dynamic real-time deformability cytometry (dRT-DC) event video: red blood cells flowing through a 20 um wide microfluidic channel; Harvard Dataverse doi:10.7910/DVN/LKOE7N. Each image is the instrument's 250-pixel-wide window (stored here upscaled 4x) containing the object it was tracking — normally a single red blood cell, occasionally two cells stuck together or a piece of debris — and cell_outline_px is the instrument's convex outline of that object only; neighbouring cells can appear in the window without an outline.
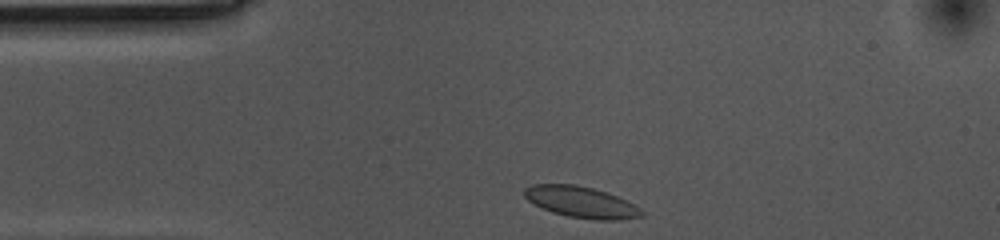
{"species": "common noctule bat (a hibernating species)", "species_latin": "Nyctalus noctula", "temperature_condition": "cold", "stored_images_in_passage": 33, "camera_frame_rate_fps": 3000, "um_per_image_px": 0.085, "animal": {"sex": "female", "body_mass_g": 10.0, "forearm_length_mm": 53.1}, "frame": {"image": 1, "passage_image": 1, "time_ms": 0.0, "image_size_px": [1000, 240], "cell_outline_px": [[644, 216], [620, 220], [596, 220], [568, 216], [552, 212], [528, 200], [524, 196], [524, 188], [532, 184], [576, 184], [592, 188], [616, 196], [640, 208], [644, 212]], "centroid_in_image_um": [49.4, 17.18], "position_along_channel_um": 35.6, "area_um2": 21.1}}
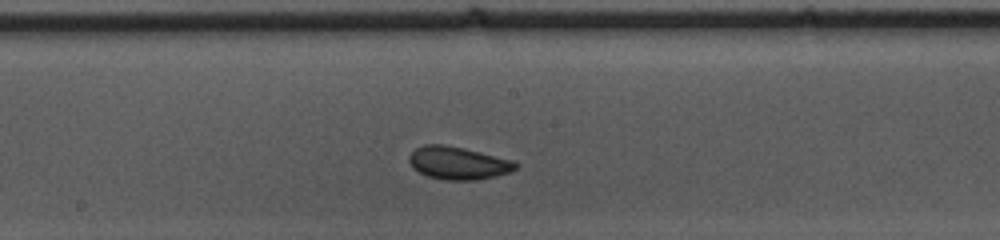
{"frame": {"image": 2, "passage_image": 18, "time_ms": 5.667, "image_size_px": [1000, 240], "cell_outline_px": [[520, 164], [512, 172], [496, 176], [476, 180], [444, 180], [428, 176], [412, 168], [408, 160], [408, 156], [416, 148], [424, 144], [444, 144], [464, 148], [512, 160]], "centroid_in_image_um": [38.94, 13.86], "position_along_channel_um": 209.3, "area_um2": 20.46}}
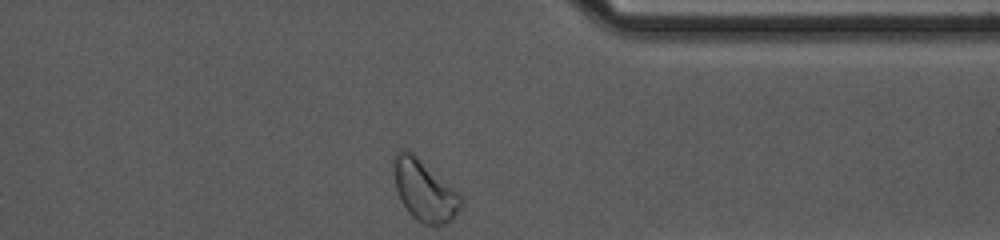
{"frame": {"image": 3, "passage_image": 33, "time_ms": 10.667, "image_size_px": [1000, 240], "cell_outline_px": [[460, 204], [452, 220], [444, 224], [424, 224], [416, 220], [408, 212], [400, 200], [396, 188], [392, 164], [392, 160], [396, 152], [400, 148], [408, 148], [456, 192], [460, 196]], "centroid_in_image_um": [35.98, 16.15], "position_along_channel_um": 375.4, "area_um2": 23.41}, "authors_computed_cell_mechanics": {"area_um2": 19.8254, "velocity_mm_per_s": 3.5016, "shape_relaxation_time_tau1_ms": 2.4989, "shape_relaxation_time_tau2_ms": 1.8146, "deformation_change_tau1": 0.0596, "deformation_change_tau2": 0.0497}}